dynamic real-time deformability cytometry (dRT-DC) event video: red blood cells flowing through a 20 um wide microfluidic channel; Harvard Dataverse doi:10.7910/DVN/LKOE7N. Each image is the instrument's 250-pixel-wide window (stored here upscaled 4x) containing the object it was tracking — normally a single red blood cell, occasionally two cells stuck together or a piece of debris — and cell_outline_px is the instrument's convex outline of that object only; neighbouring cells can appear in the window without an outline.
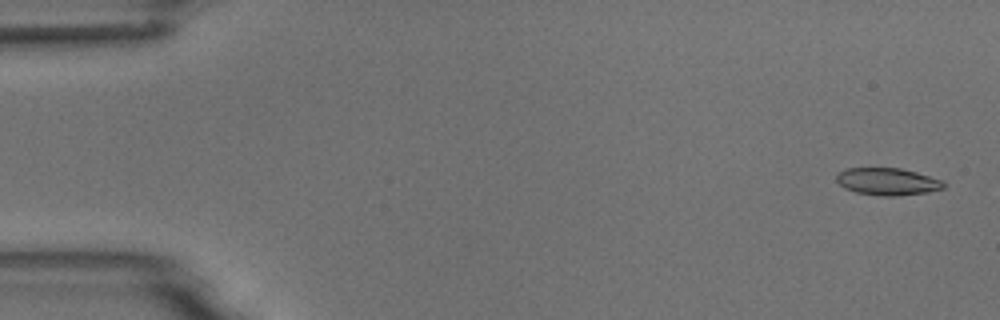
{"species": "common noctule bat (a hibernating species)", "species_latin": "Nyctalus noctula", "temperature_condition": "room temperature", "stored_images_in_passage": 5, "camera_frame_rate_fps": 3000, "um_per_image_px": 0.085, "animal": {"sex": "male", "body_mass_g": 18.8}, "frame": {"image": 1, "passage_image": 1, "time_ms": 0.0, "image_size_px": [1000, 320], "cell_outline_px": [[944, 188], [928, 192], [900, 196], [880, 196], [856, 192], [844, 188], [836, 180], [836, 176], [840, 172], [848, 168], [900, 168], [916, 172], [944, 180]], "centroid_in_image_um": [75.46, 15.44], "position_along_channel_um": 9.5, "area_um2": 17.05}}
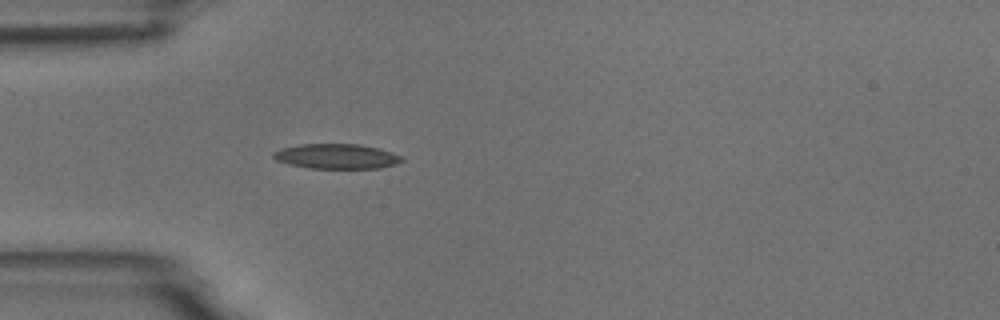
{"frame": {"image": 2, "passage_image": 5, "time_ms": 4.667, "image_size_px": [1000, 320], "cell_outline_px": [[404, 160], [396, 164], [380, 168], [308, 168], [288, 164], [276, 160], [272, 156], [272, 152], [280, 148], [300, 144], [360, 144], [376, 148], [400, 156]], "centroid_in_image_um": [28.54, 13.29], "position_along_channel_um": 56.5, "area_um2": 18.55}}